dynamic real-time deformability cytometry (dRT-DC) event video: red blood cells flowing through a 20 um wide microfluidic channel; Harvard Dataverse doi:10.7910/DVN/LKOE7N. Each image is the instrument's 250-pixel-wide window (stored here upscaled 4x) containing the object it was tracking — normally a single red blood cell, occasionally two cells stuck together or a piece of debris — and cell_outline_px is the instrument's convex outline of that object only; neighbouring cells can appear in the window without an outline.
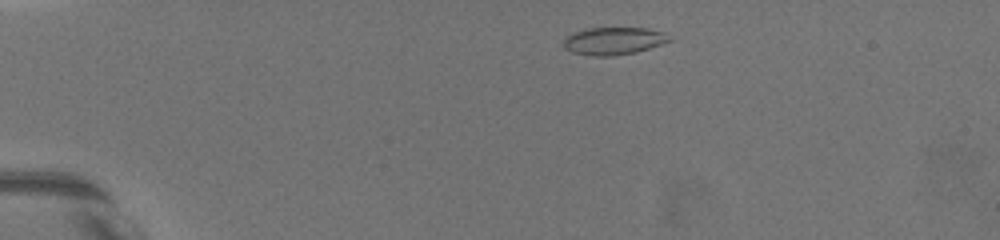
{"species": "common noctule bat (a hibernating species)", "species_latin": "Nyctalus noctula", "temperature_condition": "warm", "stored_images_in_passage": 30, "camera_frame_rate_fps": 3000, "um_per_image_px": 0.085, "animal": {"sex": "female", "body_mass_g": 19.5, "forearm_length_mm": 54.1}, "frame": {"image": 1, "passage_image": 8, "time_ms": 1.333, "image_size_px": [1000, 240], "cell_outline_px": [[672, 40], [636, 52], [612, 56], [592, 56], [572, 52], [564, 48], [564, 40], [568, 36], [584, 28], [648, 28], [664, 32]], "centroid_in_image_um": [52.15, 3.48], "position_along_channel_um": 32.8, "area_um2": 16.82}}
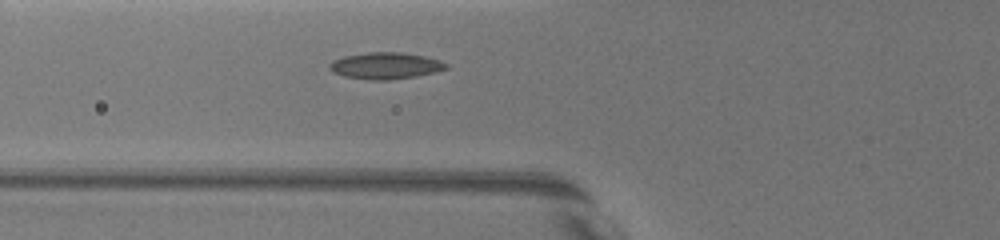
{"frame": {"image": 2, "passage_image": 17, "time_ms": 5.0, "image_size_px": [1000, 240], "cell_outline_px": [[448, 68], [436, 72], [416, 76], [388, 80], [368, 80], [344, 76], [332, 72], [328, 68], [328, 64], [332, 60], [344, 56], [368, 52], [400, 52], [424, 56], [440, 60], [448, 64]], "centroid_in_image_um": [32.74, 5.59], "position_along_channel_um": 93.1, "area_um2": 18.21}}
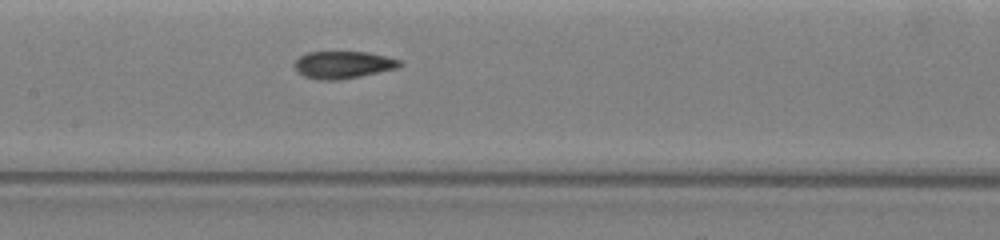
{"frame": {"image": 3, "passage_image": 29, "time_ms": 7.333, "image_size_px": [1000, 240], "cell_outline_px": [[404, 64], [400, 68], [340, 80], [316, 80], [304, 76], [296, 72], [292, 64], [300, 56], [308, 52], [368, 52], [400, 60]], "centroid_in_image_um": [29.15, 5.52], "position_along_channel_um": 178.3, "area_um2": 16.99}}